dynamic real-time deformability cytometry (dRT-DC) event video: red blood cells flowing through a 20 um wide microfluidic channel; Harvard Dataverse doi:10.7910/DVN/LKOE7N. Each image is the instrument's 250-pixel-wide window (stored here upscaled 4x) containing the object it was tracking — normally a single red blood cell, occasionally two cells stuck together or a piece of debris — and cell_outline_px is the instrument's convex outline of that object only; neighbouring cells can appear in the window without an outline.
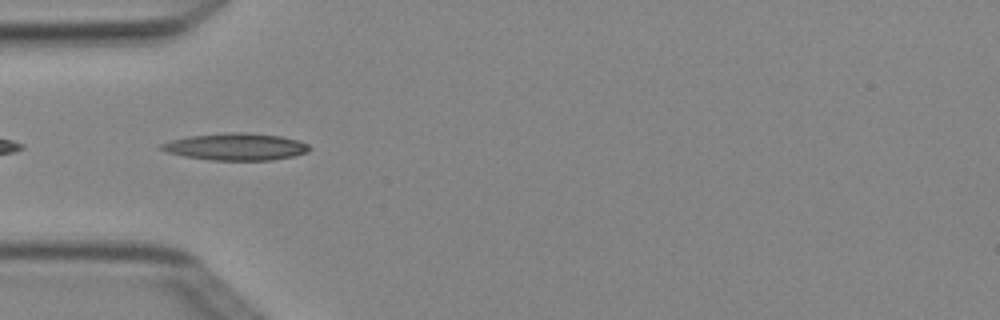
{"species": "Egyptian fruit bat (a non-hibernating species)", "species_latin": "Rousettus aegyptiacus", "temperature_condition": "cold", "stored_images_in_passage": 5, "camera_frame_rate_fps": 3000, "um_per_image_px": 0.085, "animal": {"sex": "female"}, "frame": {"image": 1, "passage_image": 4, "time_ms": 1.0, "image_size_px": [1000, 320], "cell_outline_px": [[312, 148], [308, 152], [292, 156], [272, 160], [208, 160], [184, 156], [168, 152], [160, 148], [160, 144], [172, 140], [188, 136], [232, 132], [244, 132], [280, 136], [296, 140], [308, 144]], "centroid_in_image_um": [20.06, 12.47], "position_along_channel_um": 64.9, "area_um2": 23.18}}
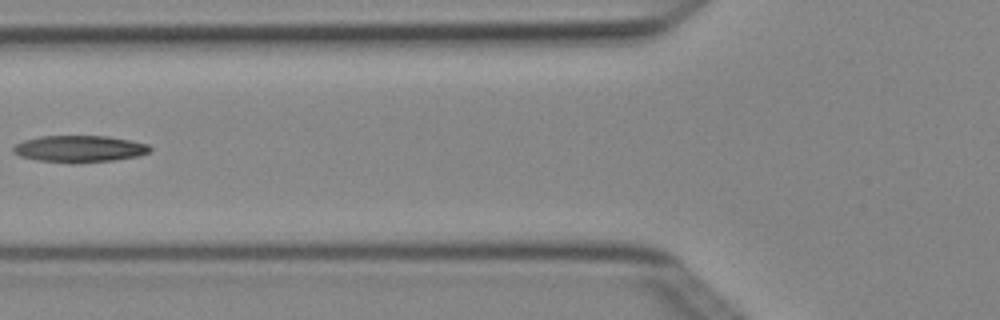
{"frame": {"image": 2, "passage_image": 5, "time_ms": 1.333, "image_size_px": [1000, 320], "cell_outline_px": [[152, 148], [148, 152], [140, 156], [112, 160], [72, 164], [36, 160], [20, 156], [12, 152], [12, 148], [16, 144], [24, 140], [40, 136], [108, 136], [148, 144]], "centroid_in_image_um": [6.73, 12.66], "position_along_channel_um": 119.1, "area_um2": 21.44}}